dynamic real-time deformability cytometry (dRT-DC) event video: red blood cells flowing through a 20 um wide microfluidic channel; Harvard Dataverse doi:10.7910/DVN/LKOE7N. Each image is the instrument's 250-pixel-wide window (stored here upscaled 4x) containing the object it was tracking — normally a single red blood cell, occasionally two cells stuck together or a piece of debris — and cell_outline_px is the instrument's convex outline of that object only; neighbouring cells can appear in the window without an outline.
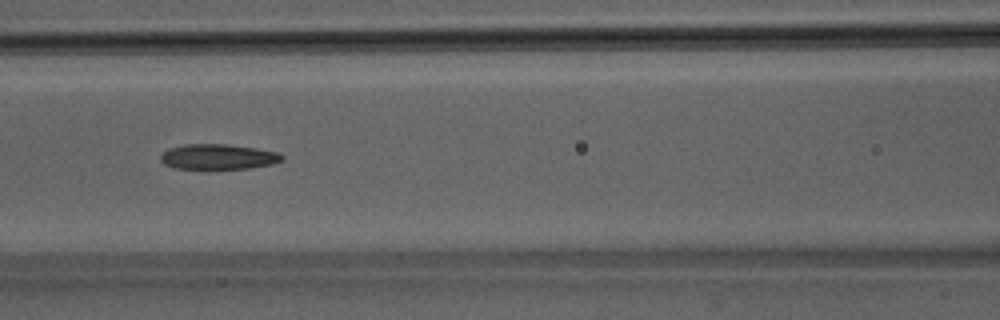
{"species": "Egyptian fruit bat (a non-hibernating species)", "species_latin": "Rousettus aegyptiacus", "temperature_condition": "room temperature", "stored_images_in_passage": 48, "camera_frame_rate_fps": 3000, "um_per_image_px": 0.085, "animal": {"sex": "male"}, "frame": {"image": 1, "passage_image": 21, "time_ms": 6.667, "image_size_px": [1000, 320], "cell_outline_px": [[284, 160], [272, 164], [248, 168], [176, 168], [164, 164], [160, 160], [160, 156], [168, 148], [184, 144], [228, 144], [256, 148], [280, 152], [284, 156]], "centroid_in_image_um": [18.57, 13.31], "position_along_channel_um": 148.0, "area_um2": 17.86}}
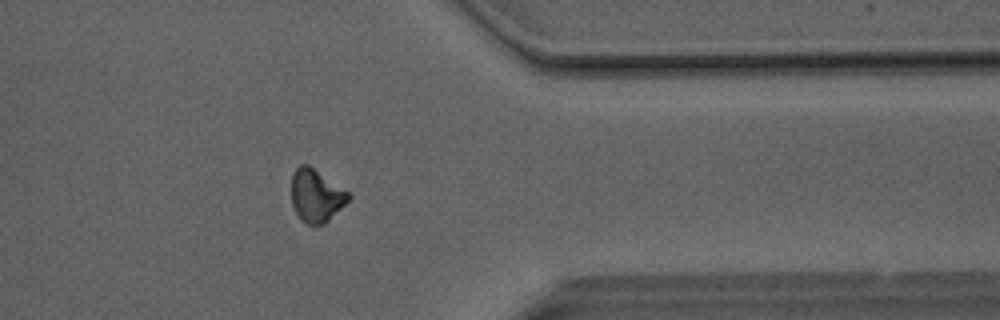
{"frame": {"image": 2, "passage_image": 39, "time_ms": 12.667, "image_size_px": [1000, 320], "cell_outline_px": [[352, 196], [324, 224], [312, 228], [300, 220], [292, 204], [292, 172], [300, 164], [308, 164], [348, 192]], "centroid_in_image_um": [26.84, 16.66], "position_along_channel_um": 384.6, "area_um2": 17.51}}
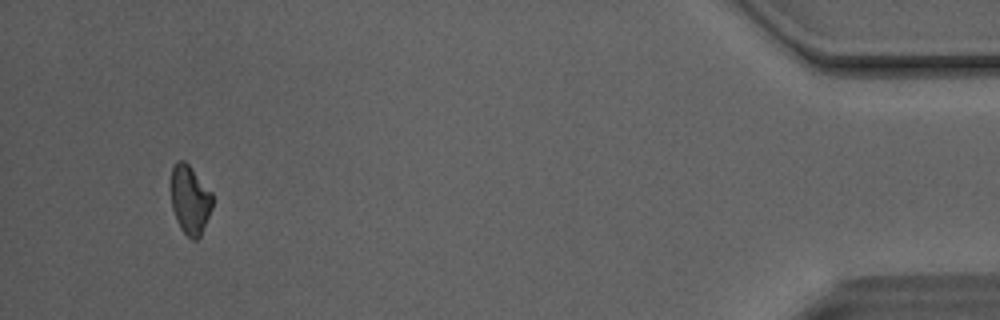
{"frame": {"image": 3, "passage_image": 46, "time_ms": 15.0, "image_size_px": [1000, 320], "cell_outline_px": [[212, 208], [200, 236], [196, 240], [192, 240], [180, 228], [176, 220], [172, 208], [172, 168], [176, 160], [184, 160], [188, 164], [212, 192]], "centroid_in_image_um": [16.15, 16.98], "position_along_channel_um": 419.0, "area_um2": 16.47}, "authors_computed_cell_mechanics": {"area_um2": 18.2359, "velocity_mm_per_s": 4.1496, "shape_relaxation_time_tau1_ms": null, "shape_relaxation_time_tau2_ms": 6.1435, "deformation_change_tau1": null, "deformation_change_tau2": 0.1585}}